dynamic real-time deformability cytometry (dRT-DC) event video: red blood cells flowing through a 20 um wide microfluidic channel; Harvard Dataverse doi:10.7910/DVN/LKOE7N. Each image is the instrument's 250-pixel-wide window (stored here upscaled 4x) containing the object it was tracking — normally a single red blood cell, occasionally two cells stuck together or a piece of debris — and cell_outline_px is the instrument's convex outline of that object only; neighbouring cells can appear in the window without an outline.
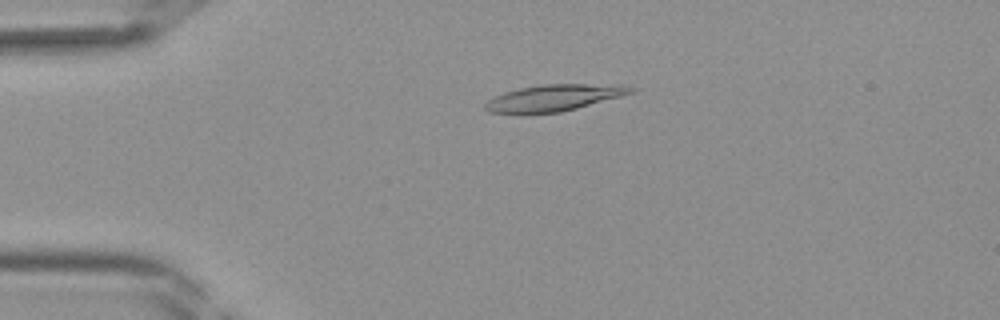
{"species": "Egyptian fruit bat (a non-hibernating species)", "species_latin": "Rousettus aegyptiacus", "temperature_condition": "room temperature", "stored_images_in_passage": 41, "camera_frame_rate_fps": 3000, "um_per_image_px": 0.085, "frame": {"image": 1, "passage_image": 9, "time_ms": 2.667, "image_size_px": [1000, 320], "cell_outline_px": [[636, 92], [576, 108], [560, 112], [520, 116], [488, 112], [484, 108], [484, 104], [488, 100], [504, 92], [520, 88], [540, 84], [624, 84], [636, 88]], "centroid_in_image_um": [47.05, 8.34], "position_along_channel_um": 38.0, "area_um2": 23.24}}
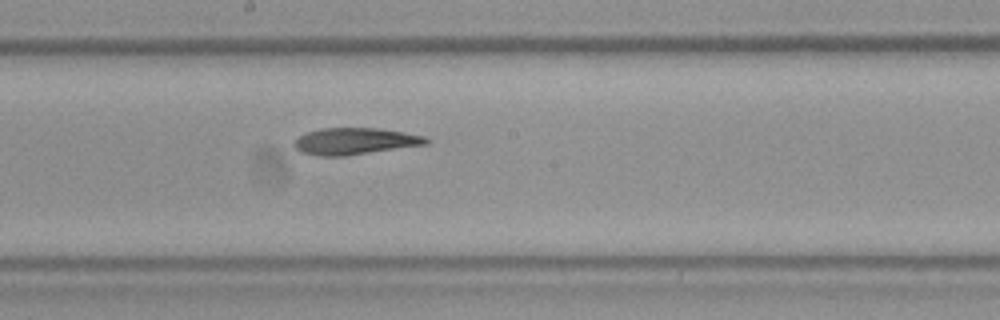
{"frame": {"image": 2, "passage_image": 22, "time_ms": 7.0, "image_size_px": [1000, 320], "cell_outline_px": [[428, 144], [344, 156], [320, 156], [300, 152], [292, 144], [300, 136], [308, 132], [320, 128], [376, 128], [404, 132], [424, 136], [428, 140]], "centroid_in_image_um": [30.15, 12.0], "position_along_channel_um": 218.1, "area_um2": 20.35}}
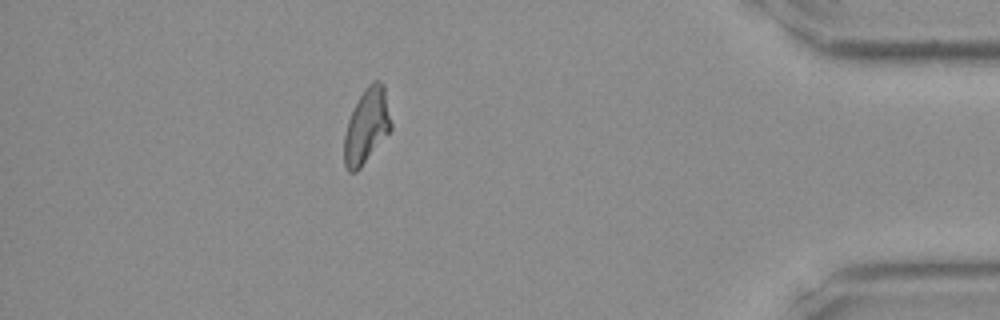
{"frame": {"image": 3, "passage_image": 36, "time_ms": 11.667, "image_size_px": [1000, 320], "cell_outline_px": [[392, 128], [360, 168], [356, 172], [348, 172], [344, 164], [344, 136], [348, 120], [364, 88], [372, 80], [380, 80], [384, 84], [392, 124]], "centroid_in_image_um": [31.17, 10.69], "position_along_channel_um": 404.0, "area_um2": 20.35}}